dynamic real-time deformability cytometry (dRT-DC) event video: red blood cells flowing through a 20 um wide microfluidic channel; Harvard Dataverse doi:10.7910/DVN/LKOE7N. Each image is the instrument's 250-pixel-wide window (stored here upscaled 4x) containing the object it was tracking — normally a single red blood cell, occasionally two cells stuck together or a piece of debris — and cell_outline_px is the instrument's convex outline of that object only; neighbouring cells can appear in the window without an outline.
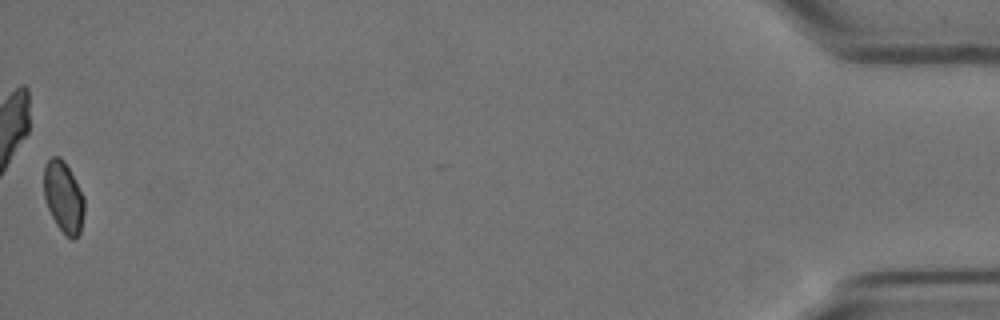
{"species": "Egyptian fruit bat (a non-hibernating species)", "species_latin": "Rousettus aegyptiacus", "temperature_condition": "cold", "stored_images_in_passage": 57, "camera_frame_rate_fps": 3000, "um_per_image_px": 0.085, "animal": {"sex": "female"}, "frame": {"image": 1, "passage_image": 57, "time_ms": 18.667, "image_size_px": [1000, 320], "cell_outline_px": [[84, 212], [80, 232], [72, 240], [56, 224], [48, 208], [44, 196], [44, 164], [52, 156], [60, 156], [64, 160], [84, 196]], "centroid_in_image_um": [5.39, 16.71], "position_along_channel_um": 429.8, "area_um2": 16.65}, "authors_computed_cell_mechanics": {"area_um2": 17.629, "velocity_mm_per_s": 3.4845, "shape_relaxation_time_tau1_ms": null, "shape_relaxation_time_tau2_ms": 4.3032, "deformation_change_tau1": null, "deformation_change_tau2": 0.0568}}